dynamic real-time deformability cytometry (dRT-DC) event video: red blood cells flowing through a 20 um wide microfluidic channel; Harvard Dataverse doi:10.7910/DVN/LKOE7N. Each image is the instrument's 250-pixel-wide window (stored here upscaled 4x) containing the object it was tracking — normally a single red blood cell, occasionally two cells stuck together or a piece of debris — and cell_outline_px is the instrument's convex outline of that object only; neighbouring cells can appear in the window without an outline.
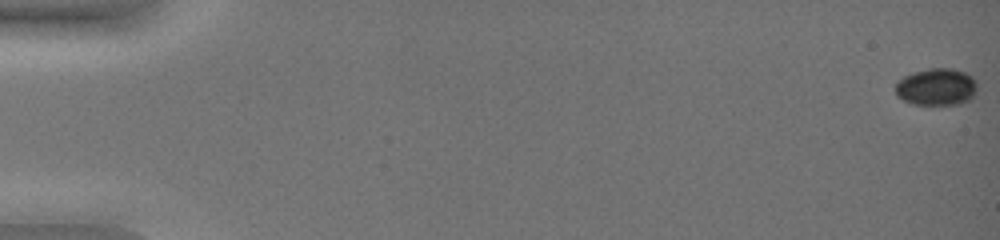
{"species": "common noctule bat (a hibernating species)", "species_latin": "Nyctalus noctula", "temperature_condition": "warm", "stored_images_in_passage": 54, "camera_frame_rate_fps": 3000, "um_per_image_px": 0.085, "animal": {"sex": "female", "body_mass_g": 19.0, "forearm_length_mm": 51.5}, "frame": {"image": 1, "passage_image": 1, "time_ms": 0.0, "image_size_px": [1000, 240], "cell_outline_px": [[976, 88], [972, 96], [968, 100], [960, 104], [912, 104], [896, 96], [896, 84], [904, 76], [912, 72], [928, 68], [952, 68], [964, 72], [972, 76], [976, 80]], "centroid_in_image_um": [79.59, 7.37], "position_along_channel_um": 5.4, "area_um2": 17.63}}
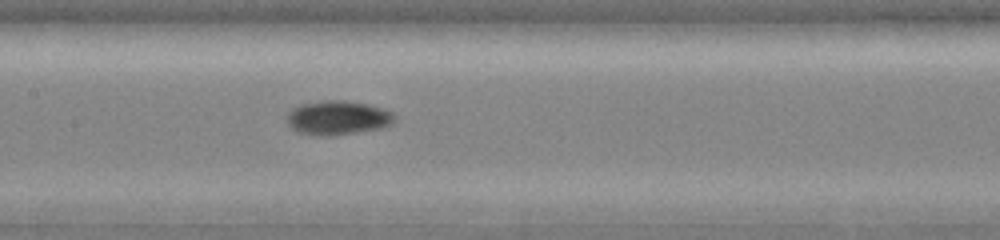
{"frame": {"image": 2, "passage_image": 30, "time_ms": 9.667, "image_size_px": [1000, 240], "cell_outline_px": [[396, 120], [392, 124], [380, 128], [332, 136], [316, 136], [296, 132], [288, 124], [288, 112], [292, 108], [300, 104], [324, 100], [344, 100], [368, 104], [384, 108], [396, 112]], "centroid_in_image_um": [28.74, 10.01], "position_along_channel_um": 178.7, "area_um2": 21.79}}
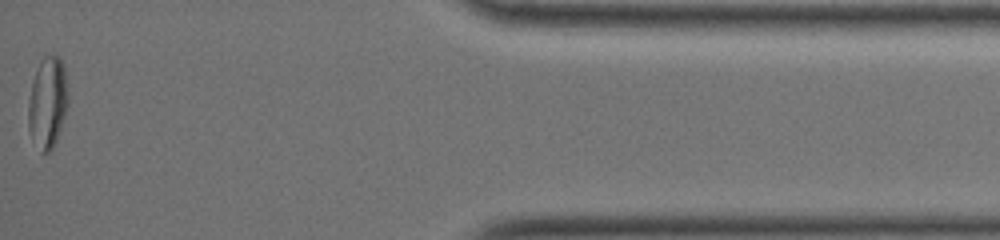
{"frame": {"image": 3, "passage_image": 54, "time_ms": 17.667, "image_size_px": [1000, 240], "cell_outline_px": [[68, 104], [56, 140], [52, 148], [48, 152], [40, 152], [28, 128], [28, 100], [32, 80], [40, 60], [44, 56], [60, 56], [64, 64], [68, 96]], "centroid_in_image_um": [4.04, 8.67], "position_along_channel_um": 431.2, "area_um2": 21.15}, "authors_computed_cell_mechanics": {"area_um2": 19.1029, "velocity_mm_per_s": 3.7669, "shape_relaxation_time_tau1_ms": 3.1922, "shape_relaxation_time_tau2_ms": 8.8594, "deformation_change_tau1": 0.1148, "deformation_change_tau2": 0.1192}}